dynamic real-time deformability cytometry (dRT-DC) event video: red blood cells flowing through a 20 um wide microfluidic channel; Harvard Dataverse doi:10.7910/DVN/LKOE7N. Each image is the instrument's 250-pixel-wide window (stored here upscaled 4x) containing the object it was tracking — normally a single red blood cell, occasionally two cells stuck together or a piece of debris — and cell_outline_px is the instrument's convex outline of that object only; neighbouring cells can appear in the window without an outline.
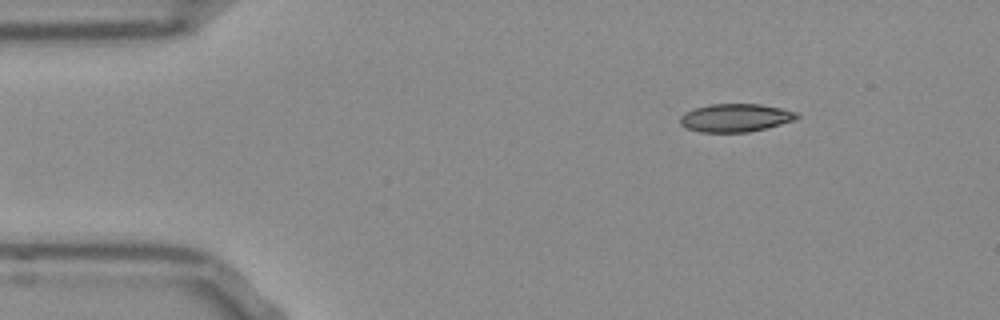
{"species": "Egyptian fruit bat (a non-hibernating species)", "species_latin": "Rousettus aegyptiacus", "temperature_condition": "room temperature", "stored_images_in_passage": 46, "camera_frame_rate_fps": 3000, "um_per_image_px": 0.085, "frame": {"image": 1, "passage_image": 1, "time_ms": 0.0, "image_size_px": [1000, 320], "cell_outline_px": [[800, 116], [796, 120], [748, 132], [700, 132], [688, 128], [680, 124], [680, 116], [684, 112], [708, 104], [760, 104], [780, 108], [796, 112]], "centroid_in_image_um": [62.5, 10.01], "position_along_channel_um": 22.5, "area_um2": 19.02}}
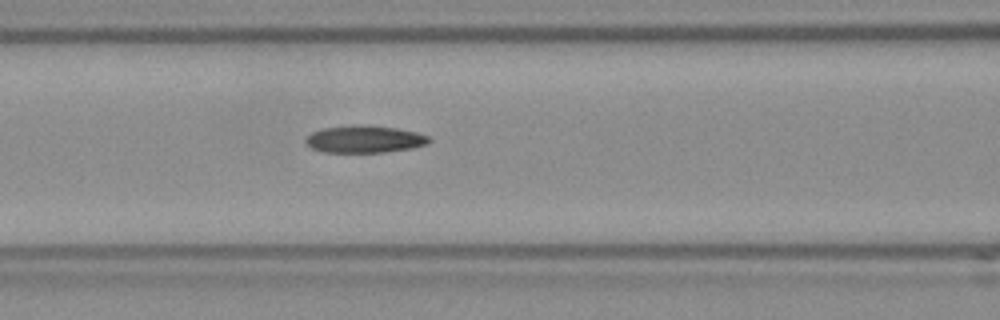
{"frame": {"image": 2, "passage_image": 15, "time_ms": 4.667, "image_size_px": [1000, 320], "cell_outline_px": [[432, 140], [428, 144], [412, 148], [384, 152], [324, 152], [312, 148], [304, 140], [312, 132], [324, 128], [352, 124], [364, 124], [396, 128], [416, 132], [428, 136]], "centroid_in_image_um": [31.01, 11.82], "position_along_channel_um": 135.6, "area_um2": 19.65}}
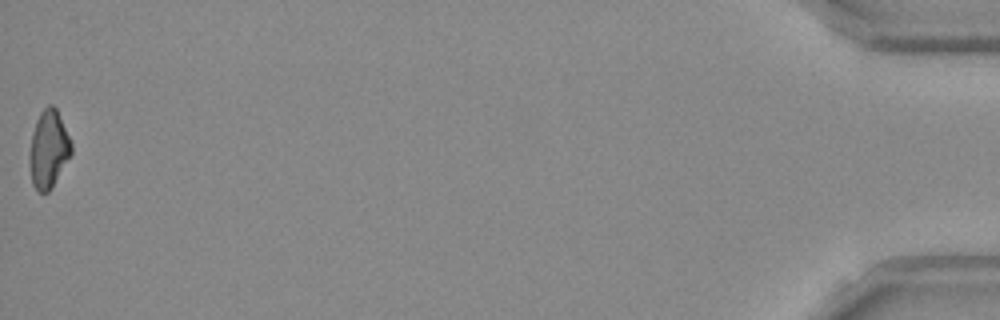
{"frame": {"image": 3, "passage_image": 46, "time_ms": 15.0, "image_size_px": [1000, 320], "cell_outline_px": [[72, 152], [48, 192], [40, 192], [32, 184], [32, 132], [36, 120], [40, 112], [48, 104], [52, 104], [56, 108], [72, 140]], "centroid_in_image_um": [4.18, 12.6], "position_along_channel_um": 431.0, "area_um2": 18.15}}